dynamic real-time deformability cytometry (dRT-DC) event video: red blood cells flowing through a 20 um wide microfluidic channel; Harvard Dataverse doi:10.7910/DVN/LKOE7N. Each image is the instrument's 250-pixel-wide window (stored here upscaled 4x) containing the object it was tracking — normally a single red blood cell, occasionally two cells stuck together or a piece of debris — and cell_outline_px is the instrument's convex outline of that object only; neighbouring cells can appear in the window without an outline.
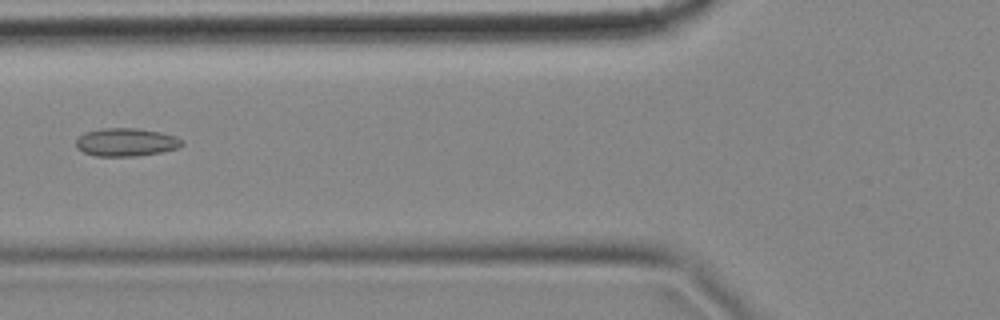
{"species": "common noctule bat (a hibernating species)", "species_latin": "Nyctalus noctula", "temperature_condition": "cold", "stored_images_in_passage": 7, "camera_frame_rate_fps": 3000, "um_per_image_px": 0.085, "animal": {"sex": "female", "body_mass_g": 18.4}, "frame": {"image": 1, "passage_image": 6, "time_ms": 1.667, "image_size_px": [1000, 320], "cell_outline_px": [[184, 144], [176, 148], [160, 152], [136, 156], [96, 156], [84, 152], [76, 148], [76, 140], [84, 132], [104, 128], [136, 128], [160, 132], [176, 136], [184, 140]], "centroid_in_image_um": [10.72, 12.08], "position_along_channel_um": 115.1, "area_um2": 17.34}}
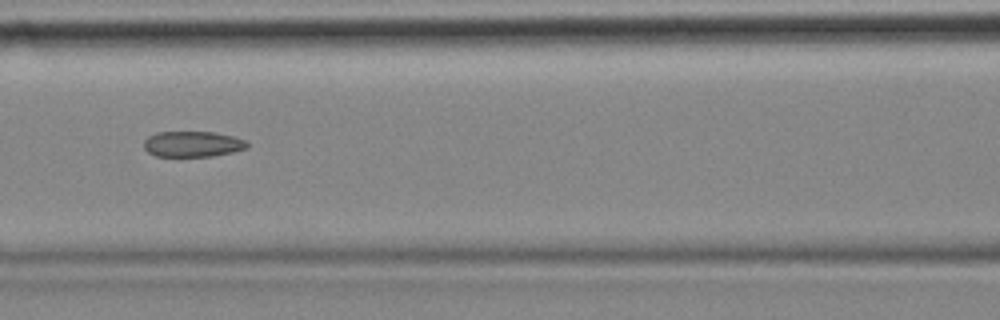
{"frame": {"image": 2, "passage_image": 7, "time_ms": 2.0, "image_size_px": [1000, 320], "cell_outline_px": [[248, 148], [232, 152], [212, 156], [156, 156], [148, 152], [144, 148], [144, 140], [148, 136], [156, 132], [216, 132], [232, 136], [244, 140], [248, 144]], "centroid_in_image_um": [16.35, 12.24], "position_along_channel_um": 150.2, "area_um2": 15.43}}